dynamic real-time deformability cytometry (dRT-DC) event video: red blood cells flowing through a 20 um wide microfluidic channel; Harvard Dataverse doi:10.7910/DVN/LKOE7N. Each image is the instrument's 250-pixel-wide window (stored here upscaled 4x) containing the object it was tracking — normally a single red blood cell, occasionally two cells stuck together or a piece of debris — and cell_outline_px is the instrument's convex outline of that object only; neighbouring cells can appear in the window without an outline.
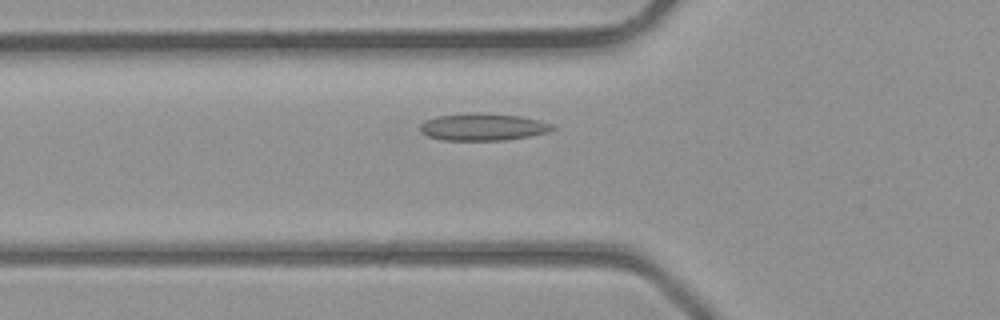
{"species": "common noctule bat (a hibernating species)", "species_latin": "Nyctalus noctula", "temperature_condition": "room temperature", "stored_images_in_passage": 36, "camera_frame_rate_fps": 3000, "um_per_image_px": 0.085, "animal": {"sex": "male", "body_mass_g": 23.1, "forearm_length_mm": 52.7}, "frame": {"image": 1, "passage_image": 10, "time_ms": 3.0, "image_size_px": [1000, 320], "cell_outline_px": [[556, 128], [548, 132], [528, 136], [504, 140], [440, 140], [428, 136], [420, 132], [420, 124], [424, 120], [436, 116], [468, 112], [520, 116], [552, 124]], "centroid_in_image_um": [40.98, 10.79], "position_along_channel_um": 84.8, "area_um2": 20.92}}
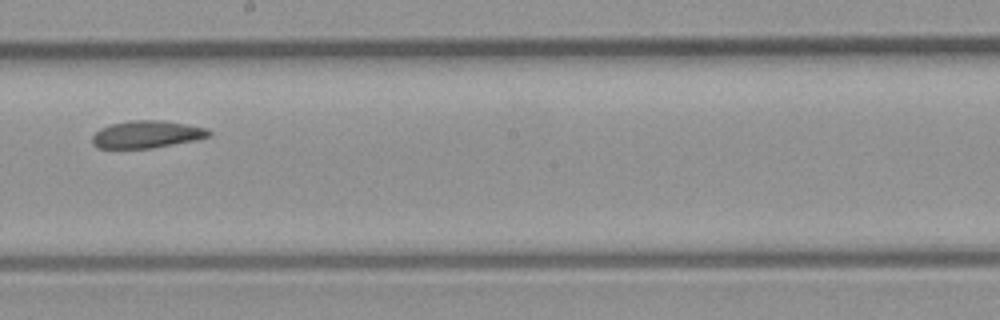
{"frame": {"image": 2, "passage_image": 19, "time_ms": 6.0, "image_size_px": [1000, 320], "cell_outline_px": [[212, 132], [208, 136], [196, 140], [152, 148], [96, 148], [92, 144], [92, 136], [100, 128], [112, 124], [132, 120], [156, 120], [184, 124], [208, 128]], "centroid_in_image_um": [12.45, 11.43], "position_along_channel_um": 235.7, "area_um2": 18.44}}
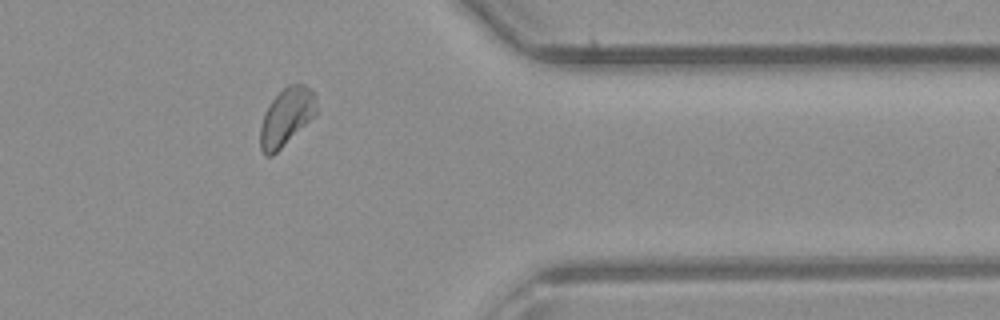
{"frame": {"image": 3, "passage_image": 29, "time_ms": 9.333, "image_size_px": [1000, 320], "cell_outline_px": [[316, 116], [272, 156], [264, 156], [260, 148], [260, 128], [264, 112], [272, 100], [288, 84], [304, 84], [312, 88], [316, 96]], "centroid_in_image_um": [24.36, 9.94], "position_along_channel_um": 387.0, "area_um2": 19.07}}